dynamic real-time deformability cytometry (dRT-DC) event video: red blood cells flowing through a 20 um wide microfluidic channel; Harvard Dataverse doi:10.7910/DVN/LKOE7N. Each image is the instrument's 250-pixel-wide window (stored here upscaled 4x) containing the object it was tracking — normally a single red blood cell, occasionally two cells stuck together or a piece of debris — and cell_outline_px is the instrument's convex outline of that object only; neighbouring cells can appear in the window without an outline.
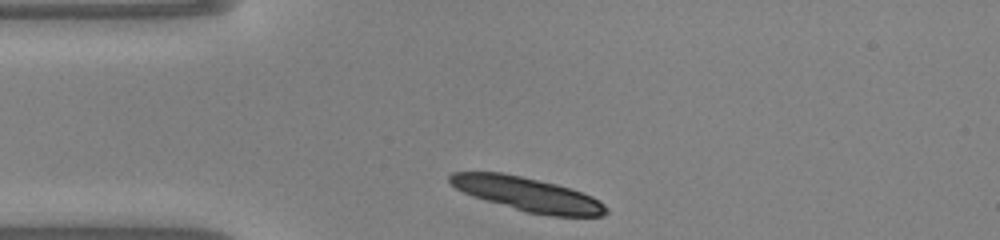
{"species": "common noctule bat (a hibernating species)", "species_latin": "Nyctalus noctula", "temperature_condition": "warm", "stored_images_in_passage": 32, "camera_frame_rate_fps": 3000, "um_per_image_px": 0.085, "animal": {"sex": "male", "body_mass_g": 20.0, "forearm_length_mm": 53.3}, "frame": {"image": 1, "passage_image": 1, "time_ms": 0.0, "image_size_px": [1000, 240], "cell_outline_px": [[608, 212], [600, 216], [552, 216], [528, 212], [488, 200], [464, 192], [456, 188], [448, 180], [448, 176], [452, 172], [500, 172], [520, 176], [556, 184], [592, 196], [604, 204], [608, 208]], "centroid_in_image_um": [44.86, 16.5], "position_along_channel_um": 40.1, "area_um2": 30.17}}